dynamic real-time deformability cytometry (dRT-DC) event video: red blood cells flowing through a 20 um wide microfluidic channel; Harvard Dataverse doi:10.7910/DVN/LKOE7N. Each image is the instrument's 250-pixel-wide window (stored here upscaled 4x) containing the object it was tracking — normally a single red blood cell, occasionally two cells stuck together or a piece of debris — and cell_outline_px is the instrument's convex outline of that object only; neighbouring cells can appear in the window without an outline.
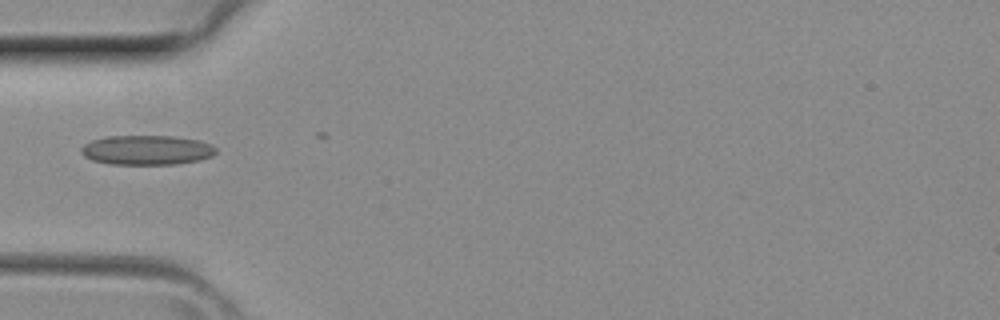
{"species": "common noctule bat (a hibernating species)", "species_latin": "Nyctalus noctula", "temperature_condition": "room temperature", "stored_images_in_passage": 2, "camera_frame_rate_fps": 3000, "um_per_image_px": 0.085, "animal": {"sex": "female", "body_mass_g": 29.2, "forearm_length_mm": 56.3}, "frame": {"image": 1, "passage_image": 2, "time_ms": 0.333, "image_size_px": [1000, 320], "cell_outline_px": [[216, 152], [212, 156], [200, 160], [176, 164], [108, 164], [92, 160], [84, 156], [80, 152], [80, 148], [84, 144], [92, 140], [108, 136], [172, 136], [200, 140], [212, 144], [216, 148]], "centroid_in_image_um": [12.48, 12.75], "position_along_channel_um": 72.5, "area_um2": 23.41}}